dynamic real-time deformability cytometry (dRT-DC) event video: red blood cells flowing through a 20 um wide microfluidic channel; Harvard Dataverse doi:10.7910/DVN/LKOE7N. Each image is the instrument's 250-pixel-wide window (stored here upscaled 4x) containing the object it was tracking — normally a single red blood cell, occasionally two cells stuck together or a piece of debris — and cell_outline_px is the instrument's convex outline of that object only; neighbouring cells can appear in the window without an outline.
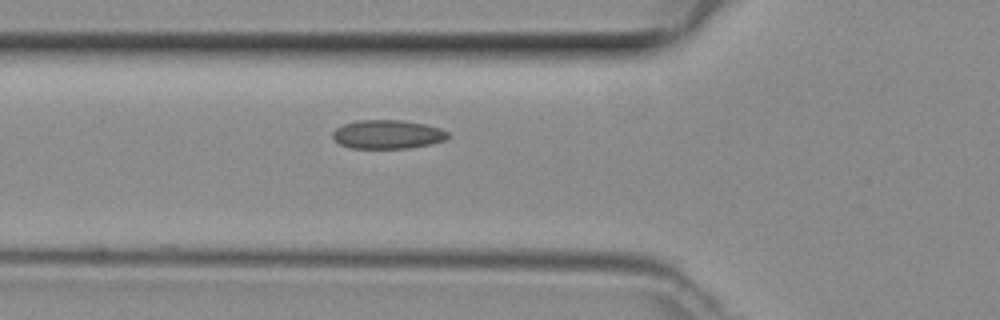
{"species": "common noctule bat (a hibernating species)", "species_latin": "Nyctalus noctula", "temperature_condition": "room temperature", "stored_images_in_passage": 19, "camera_frame_rate_fps": 3000, "um_per_image_px": 0.085, "animal": {"sex": "female", "body_mass_g": 29.2, "forearm_length_mm": 56.3}, "frame": {"image": 1, "passage_image": 2, "time_ms": 0.333, "image_size_px": [1000, 320], "cell_outline_px": [[448, 136], [444, 140], [432, 144], [408, 148], [348, 148], [340, 144], [332, 136], [332, 132], [336, 128], [344, 124], [356, 120], [400, 120], [424, 124], [440, 128], [448, 132]], "centroid_in_image_um": [32.92, 11.42], "position_along_channel_um": 92.9, "area_um2": 19.31}}
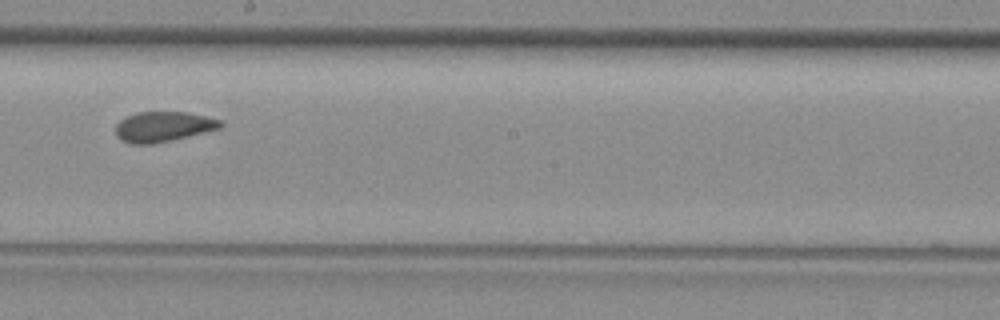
{"frame": {"image": 2, "passage_image": 12, "time_ms": 3.667, "image_size_px": [1000, 320], "cell_outline_px": [[224, 124], [220, 128], [152, 144], [132, 144], [120, 140], [116, 136], [116, 124], [120, 120], [128, 116], [140, 112], [188, 112], [220, 120]], "centroid_in_image_um": [13.84, 10.76], "position_along_channel_um": 234.4, "area_um2": 18.15}}
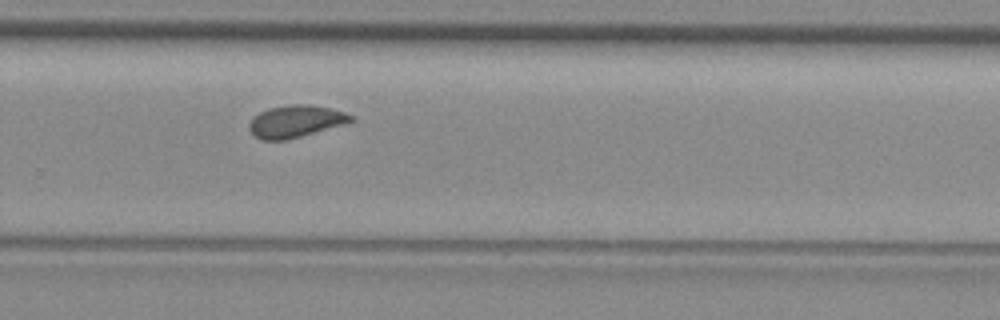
{"frame": {"image": 3, "passage_image": 17, "time_ms": 5.333, "image_size_px": [1000, 320], "cell_outline_px": [[352, 120], [340, 124], [300, 136], [284, 140], [260, 140], [248, 128], [248, 124], [260, 112], [268, 108], [288, 104], [308, 104], [332, 108], [344, 112], [352, 116]], "centroid_in_image_um": [25.07, 10.29], "position_along_channel_um": 304.7, "area_um2": 18.55}}